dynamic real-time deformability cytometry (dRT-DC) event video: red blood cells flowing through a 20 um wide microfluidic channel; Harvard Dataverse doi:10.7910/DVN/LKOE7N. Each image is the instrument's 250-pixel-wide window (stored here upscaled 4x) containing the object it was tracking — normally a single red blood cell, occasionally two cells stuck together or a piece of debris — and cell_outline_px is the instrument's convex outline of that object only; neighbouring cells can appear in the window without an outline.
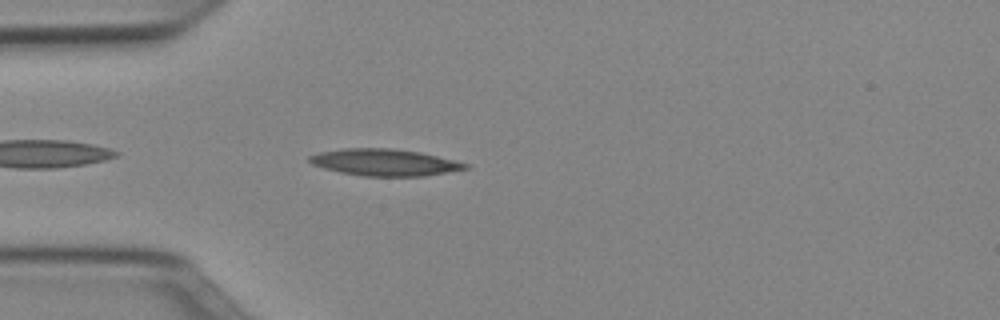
{"species": "Egyptian fruit bat (a non-hibernating species)", "species_latin": "Rousettus aegyptiacus", "temperature_condition": "cold", "stored_images_in_passage": 39, "camera_frame_rate_fps": 3000, "um_per_image_px": 0.085, "animal": {"sex": "female"}, "frame": {"image": 1, "passage_image": 3, "time_ms": 0.667, "image_size_px": [1000, 320], "cell_outline_px": [[468, 168], [424, 176], [364, 176], [340, 172], [324, 168], [312, 164], [308, 160], [308, 156], [320, 152], [344, 148], [392, 148], [420, 152], [468, 164]], "centroid_in_image_um": [32.64, 13.8], "position_along_channel_um": 52.4, "area_um2": 24.04}}
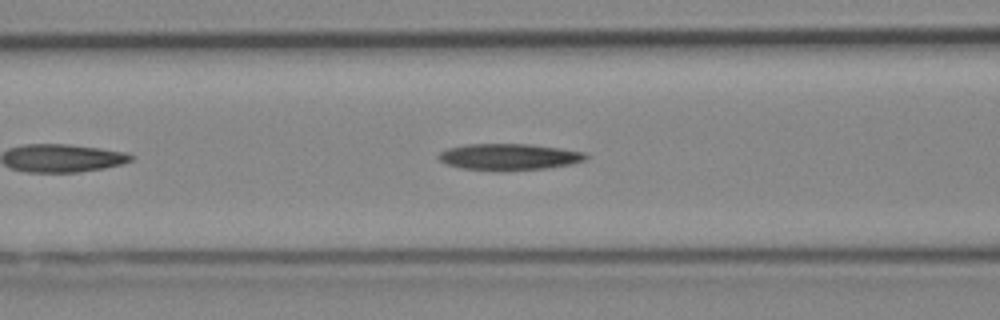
{"frame": {"image": 2, "passage_image": 9, "time_ms": 2.667, "image_size_px": [1000, 320], "cell_outline_px": [[588, 160], [572, 164], [544, 168], [500, 172], [460, 168], [444, 164], [436, 156], [440, 152], [448, 148], [464, 144], [528, 144], [560, 148], [584, 152], [588, 156]], "centroid_in_image_um": [43.24, 13.35], "position_along_channel_um": 123.4, "area_um2": 23.12}}
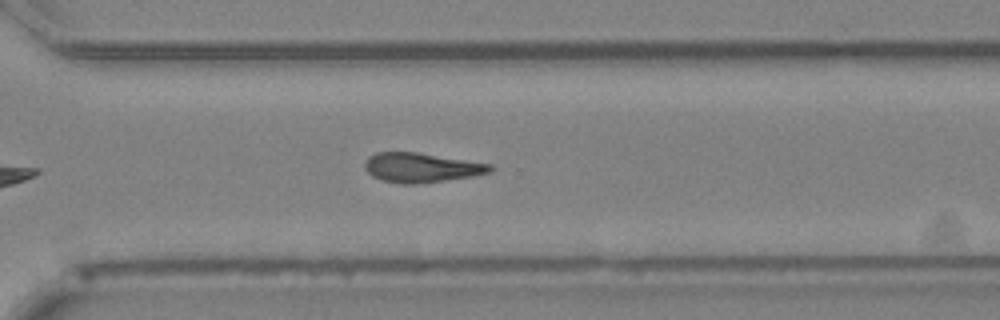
{"frame": {"image": 3, "passage_image": 25, "time_ms": 8.0, "image_size_px": [1000, 320], "cell_outline_px": [[492, 172], [472, 176], [416, 184], [400, 184], [384, 180], [372, 176], [364, 168], [364, 164], [368, 156], [376, 152], [416, 152], [492, 164]], "centroid_in_image_um": [35.79, 14.24], "position_along_channel_um": 334.8, "area_um2": 21.44}}